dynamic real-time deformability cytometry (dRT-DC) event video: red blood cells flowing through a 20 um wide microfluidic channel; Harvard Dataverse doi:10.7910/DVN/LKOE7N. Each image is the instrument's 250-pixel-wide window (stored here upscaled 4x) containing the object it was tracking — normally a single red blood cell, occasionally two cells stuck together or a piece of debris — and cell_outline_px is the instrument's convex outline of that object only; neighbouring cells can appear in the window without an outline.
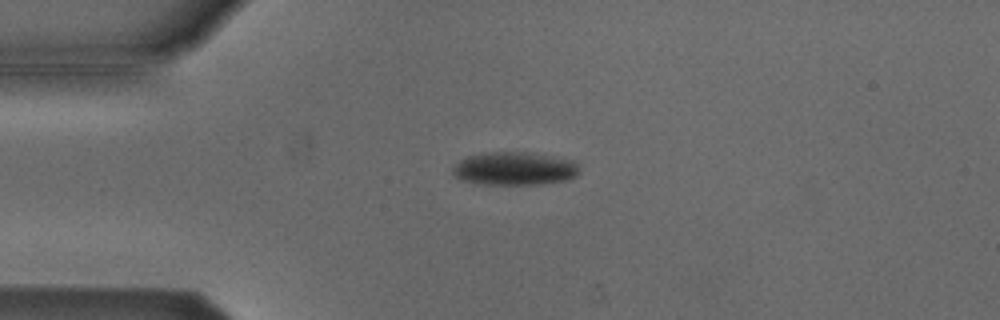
{"species": "Egyptian fruit bat (a non-hibernating species)", "species_latin": "Rousettus aegyptiacus", "temperature_condition": "cold", "stored_images_in_passage": 44, "camera_frame_rate_fps": 3000, "um_per_image_px": 0.085, "animal": {"sex": "male"}, "frame": {"image": 1, "passage_image": 3, "time_ms": 0.667, "image_size_px": [1000, 320], "cell_outline_px": [[580, 172], [576, 176], [568, 180], [540, 184], [480, 184], [460, 180], [452, 176], [452, 168], [460, 160], [468, 156], [484, 152], [524, 152], [552, 156], [572, 160], [576, 164]], "centroid_in_image_um": [43.7, 14.34], "position_along_channel_um": 41.3, "area_um2": 24.62}}
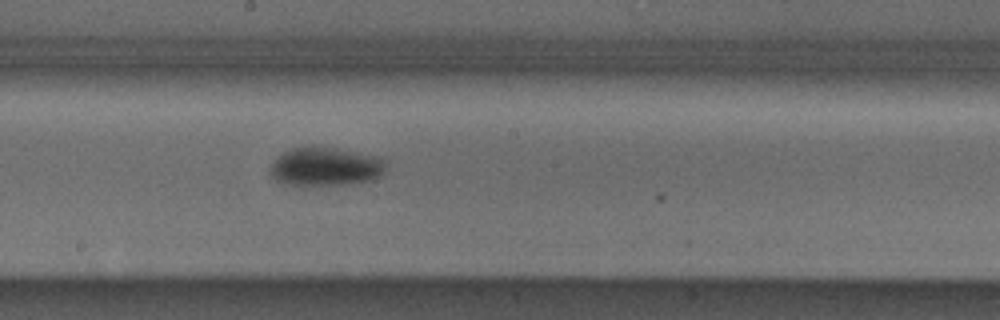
{"frame": {"image": 2, "passage_image": 19, "time_ms": 6.0, "image_size_px": [1000, 320], "cell_outline_px": [[388, 164], [384, 172], [368, 180], [348, 184], [288, 184], [276, 180], [272, 176], [268, 168], [276, 156], [292, 148], [336, 148], [384, 156], [388, 160]], "centroid_in_image_um": [27.72, 14.14], "position_along_channel_um": 220.5, "area_um2": 25.89}}
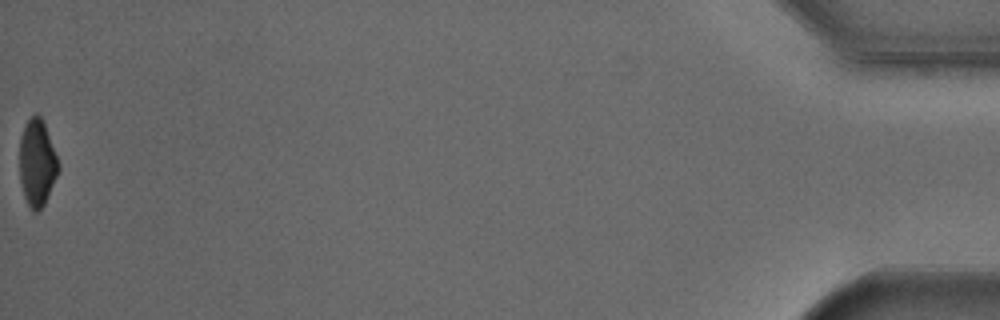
{"frame": {"image": 3, "passage_image": 44, "time_ms": 14.333, "image_size_px": [1000, 320], "cell_outline_px": [[60, 168], [44, 204], [36, 212], [32, 212], [24, 196], [20, 180], [20, 136], [24, 124], [36, 112], [40, 116], [44, 124], [60, 164]], "centroid_in_image_um": [3.15, 13.83], "position_along_channel_um": 432.1, "area_um2": 19.48}, "authors_computed_cell_mechanics": {"area_um2": 24.7962, "velocity_mm_per_s": 3.8144, "shape_relaxation_time_tau1_ms": 4.1073, "shape_relaxation_time_tau2_ms": null, "deformation_change_tau1": 0.0841, "deformation_change_tau2": null}}